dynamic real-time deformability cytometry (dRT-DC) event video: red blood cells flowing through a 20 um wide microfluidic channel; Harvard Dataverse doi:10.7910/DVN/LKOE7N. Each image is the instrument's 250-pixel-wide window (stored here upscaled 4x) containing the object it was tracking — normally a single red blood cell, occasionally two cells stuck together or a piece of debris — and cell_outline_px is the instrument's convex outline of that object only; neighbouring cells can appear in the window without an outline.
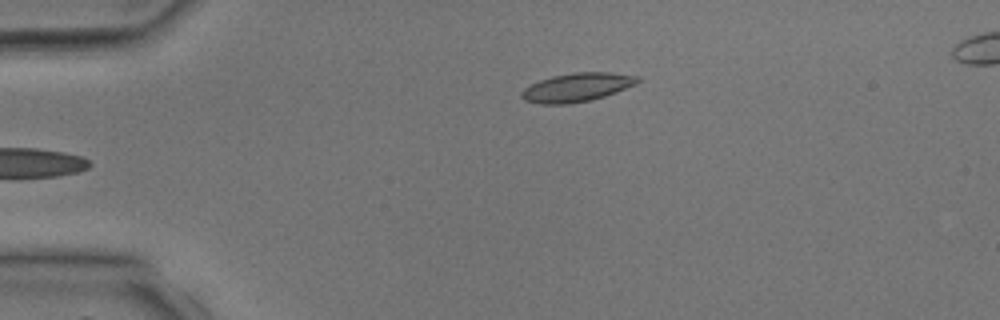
{"species": "common noctule bat (a hibernating species)", "species_latin": "Nyctalus noctula", "temperature_condition": "room temperature", "stored_images_in_passage": 3, "camera_frame_rate_fps": 3000, "um_per_image_px": 0.085, "animal": {"sex": "male", "body_mass_g": 17.9, "forearm_length_mm": 54.2}, "frame": {"image": 1, "passage_image": 3, "time_ms": 2.333, "image_size_px": [1000, 320], "cell_outline_px": [[640, 80], [636, 84], [616, 92], [592, 100], [568, 104], [540, 104], [524, 100], [520, 96], [520, 92], [524, 88], [540, 80], [552, 76], [572, 72], [612, 72], [640, 76]], "centroid_in_image_um": [49.04, 7.42], "position_along_channel_um": 36.0, "area_um2": 19.54}}